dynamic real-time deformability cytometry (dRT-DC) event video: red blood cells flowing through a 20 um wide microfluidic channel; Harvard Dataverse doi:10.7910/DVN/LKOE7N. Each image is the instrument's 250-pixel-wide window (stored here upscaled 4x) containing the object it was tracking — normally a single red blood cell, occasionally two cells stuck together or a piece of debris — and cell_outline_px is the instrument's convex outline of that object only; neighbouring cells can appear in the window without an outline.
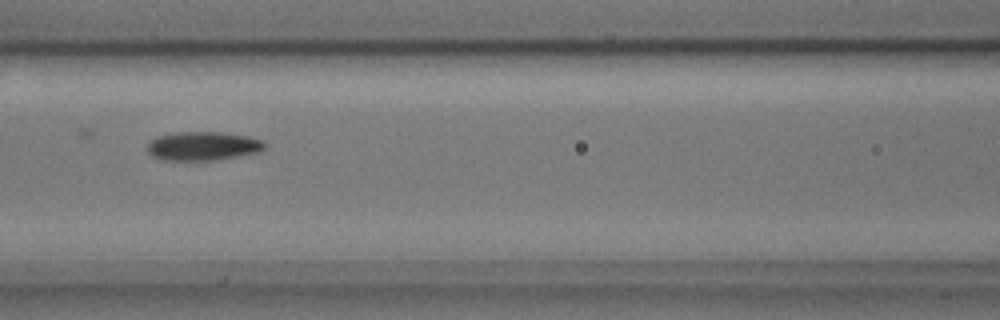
{"species": "common noctule bat (a hibernating species)", "species_latin": "Nyctalus noctula", "temperature_condition": "cold", "stored_images_in_passage": 4, "camera_frame_rate_fps": 3000, "um_per_image_px": 0.085, "animal": {"sex": "male", "body_mass_g": 17.9, "forearm_length_mm": 54.2}, "frame": {"image": 1, "passage_image": 4, "time_ms": 1.0, "image_size_px": [1000, 320], "cell_outline_px": [[268, 144], [260, 152], [216, 160], [164, 160], [152, 156], [148, 152], [148, 144], [156, 136], [180, 132], [220, 132], [248, 136], [264, 140]], "centroid_in_image_um": [17.3, 12.41], "position_along_channel_um": 149.3, "area_um2": 19.77}}